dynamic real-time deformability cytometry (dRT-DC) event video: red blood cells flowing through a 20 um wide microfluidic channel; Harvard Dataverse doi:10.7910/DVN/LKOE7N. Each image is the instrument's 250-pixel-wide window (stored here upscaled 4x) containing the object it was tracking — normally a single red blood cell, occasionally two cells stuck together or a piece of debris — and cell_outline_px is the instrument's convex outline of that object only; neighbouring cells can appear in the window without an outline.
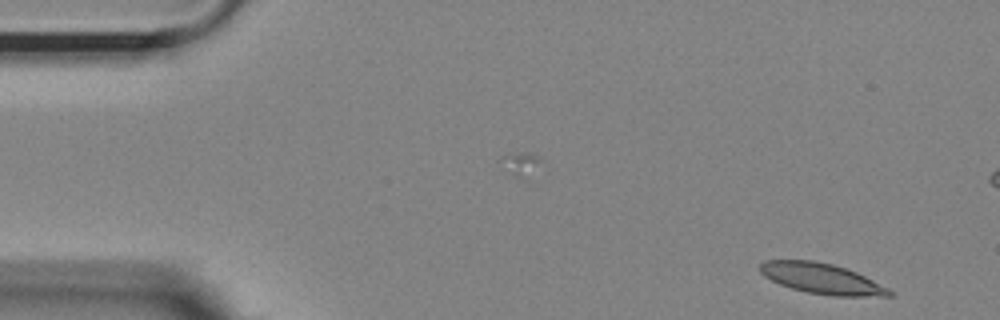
{"species": "Egyptian fruit bat (a non-hibernating species)", "species_latin": "Rousettus aegyptiacus", "temperature_condition": "room temperature", "stored_images_in_passage": 52, "camera_frame_rate_fps": 3000, "um_per_image_px": 0.085, "animal": {"sex": "female"}, "frame": {"image": 1, "passage_image": 1, "time_ms": 0.0, "image_size_px": [1000, 320], "cell_outline_px": [[892, 296], [832, 296], [808, 292], [792, 288], [780, 284], [764, 276], [760, 272], [760, 264], [764, 260], [812, 260], [832, 264], [848, 268], [888, 288], [892, 292]], "centroid_in_image_um": [69.84, 23.67], "position_along_channel_um": 15.2, "area_um2": 22.83}}
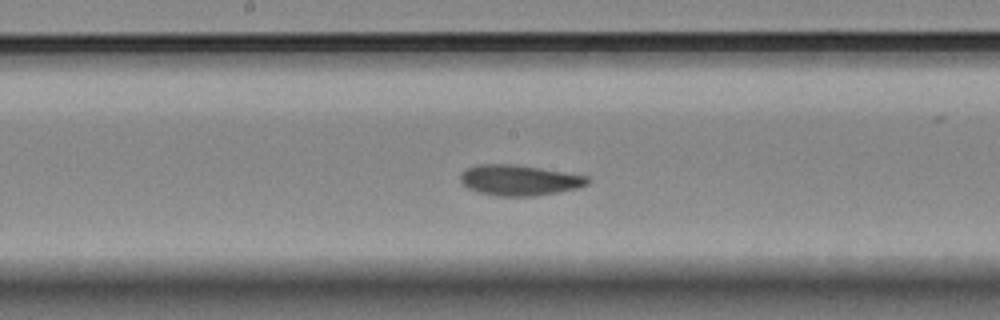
{"frame": {"image": 2, "passage_image": 25, "time_ms": 8.0, "image_size_px": [1000, 320], "cell_outline_px": [[592, 180], [588, 184], [580, 188], [536, 196], [496, 196], [476, 192], [460, 184], [460, 176], [468, 168], [476, 164], [516, 164], [588, 176]], "centroid_in_image_um": [44.15, 15.32], "position_along_channel_um": 204.1, "area_um2": 22.95}}
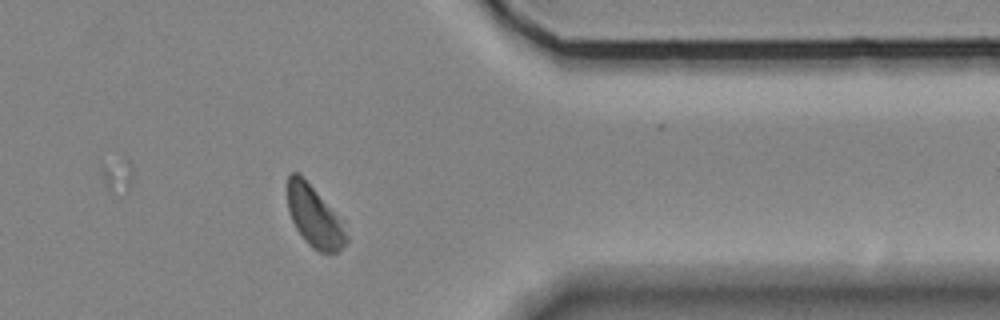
{"frame": {"image": 3, "passage_image": 41, "time_ms": 13.333, "image_size_px": [1000, 320], "cell_outline_px": [[348, 240], [336, 252], [320, 252], [312, 248], [304, 240], [296, 228], [288, 212], [288, 176], [292, 172], [296, 172], [344, 220], [348, 236]], "centroid_in_image_um": [26.75, 18.45], "position_along_channel_um": 384.6, "area_um2": 20.69}, "authors_computed_cell_mechanics": {"area_um2": 22.9177, "velocity_mm_per_s": 3.6404, "shape_relaxation_time_tau1_ms": 4.487, "shape_relaxation_time_tau2_ms": 3.7962, "deformation_change_tau1": 0.14, "deformation_change_tau2": 0.0868}}